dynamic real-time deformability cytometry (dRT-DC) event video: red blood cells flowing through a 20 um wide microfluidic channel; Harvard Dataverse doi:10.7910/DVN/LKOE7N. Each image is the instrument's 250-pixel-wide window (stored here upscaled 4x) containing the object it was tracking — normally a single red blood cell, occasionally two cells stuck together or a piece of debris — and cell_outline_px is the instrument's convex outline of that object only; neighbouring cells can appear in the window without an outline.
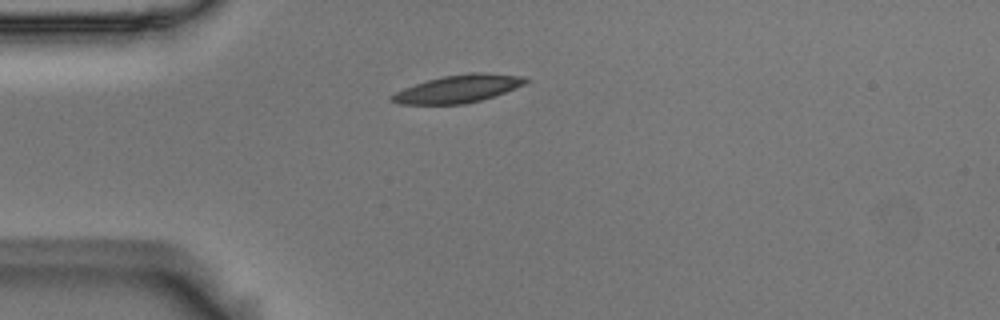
{"species": "Egyptian fruit bat (a non-hibernating species)", "species_latin": "Rousettus aegyptiacus", "temperature_condition": "room temperature", "stored_images_in_passage": 5, "camera_frame_rate_fps": 3000, "um_per_image_px": 0.085, "animal": {"sex": "male"}, "frame": {"image": 1, "passage_image": 5, "time_ms": 1.333, "image_size_px": [1000, 320], "cell_outline_px": [[528, 80], [524, 84], [504, 92], [480, 100], [464, 104], [400, 104], [388, 100], [388, 96], [404, 88], [428, 80], [444, 76], [472, 72], [484, 72], [524, 76]], "centroid_in_image_um": [38.9, 7.54], "position_along_channel_um": 46.1, "area_um2": 21.39}}